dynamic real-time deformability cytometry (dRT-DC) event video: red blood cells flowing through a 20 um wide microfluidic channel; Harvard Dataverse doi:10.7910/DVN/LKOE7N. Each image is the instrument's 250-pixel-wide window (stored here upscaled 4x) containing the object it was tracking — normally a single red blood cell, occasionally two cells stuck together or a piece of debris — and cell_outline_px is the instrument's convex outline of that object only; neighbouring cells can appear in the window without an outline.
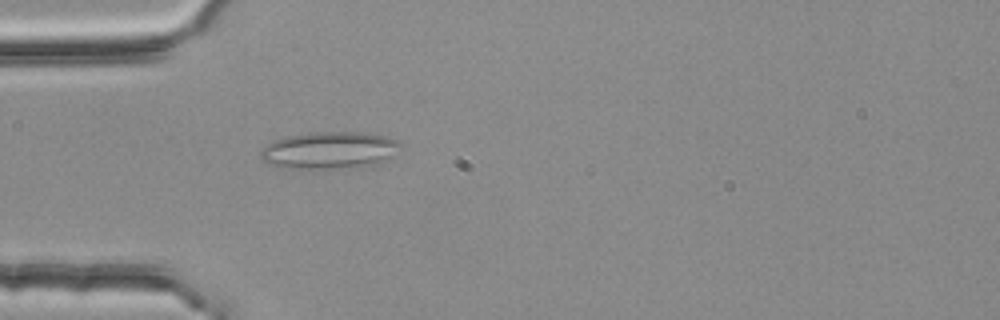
{"species": "common noctule bat (a hibernating species)", "species_latin": "Nyctalus noctula", "temperature_condition": "room temperature", "stored_images_in_passage": 4, "camera_frame_rate_fps": 3000, "um_per_image_px": 0.085, "animal": {"sex": "female", "body_mass_g": 25.1}, "frame": {"image": 1, "passage_image": 4, "time_ms": 1.0, "image_size_px": [1000, 320], "cell_outline_px": [[404, 144], [388, 156], [376, 164], [328, 168], [280, 168], [268, 164], [260, 156], [260, 152], [264, 144], [272, 140], [288, 136], [312, 132], [360, 132], [388, 136], [400, 140]], "centroid_in_image_um": [27.94, 12.74], "position_along_channel_um": 57.1, "area_um2": 30.06}}